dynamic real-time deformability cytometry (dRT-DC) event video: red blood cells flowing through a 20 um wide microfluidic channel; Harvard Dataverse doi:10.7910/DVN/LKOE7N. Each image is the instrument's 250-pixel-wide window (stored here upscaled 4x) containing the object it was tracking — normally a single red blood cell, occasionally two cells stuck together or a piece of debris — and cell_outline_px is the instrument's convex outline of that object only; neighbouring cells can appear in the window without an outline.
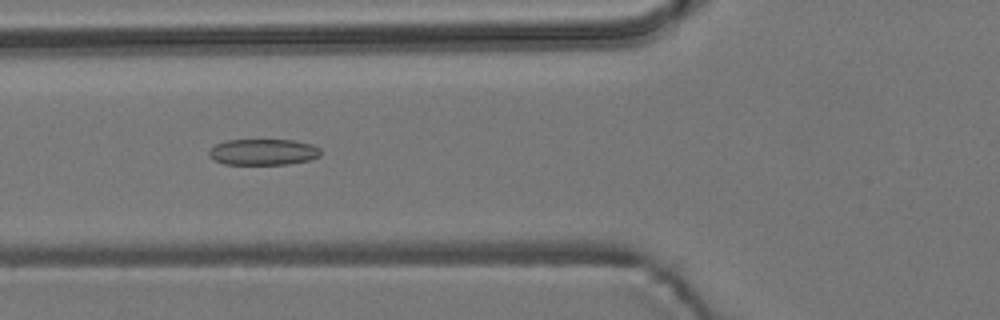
{"species": "common noctule bat (a hibernating species)", "species_latin": "Nyctalus noctula", "temperature_condition": "room temperature", "stored_images_in_passage": 10, "camera_frame_rate_fps": 3000, "um_per_image_px": 0.085, "animal": {"sex": "male", "body_mass_g": 19.2, "forearm_length_mm": 51.8}, "frame": {"image": 1, "passage_image": 6, "time_ms": 1.667, "image_size_px": [1000, 320], "cell_outline_px": [[320, 156], [308, 160], [288, 164], [224, 164], [208, 156], [208, 152], [216, 144], [228, 140], [292, 140], [312, 144], [320, 148]], "centroid_in_image_um": [22.38, 12.92], "position_along_channel_um": 103.4, "area_um2": 16.88}}
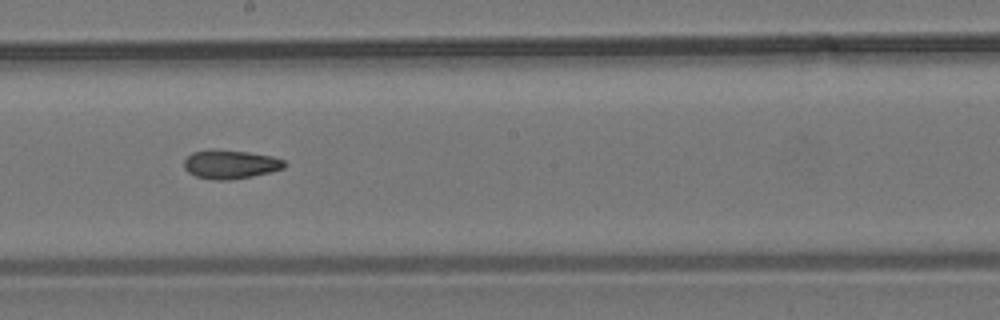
{"frame": {"image": 2, "passage_image": 9, "time_ms": 2.667, "image_size_px": [1000, 320], "cell_outline_px": [[288, 164], [284, 168], [252, 176], [228, 180], [216, 180], [196, 176], [188, 172], [184, 168], [184, 160], [192, 152], [248, 152], [272, 156], [284, 160]], "centroid_in_image_um": [19.62, 14.01], "position_along_channel_um": 228.6, "area_um2": 16.13}}
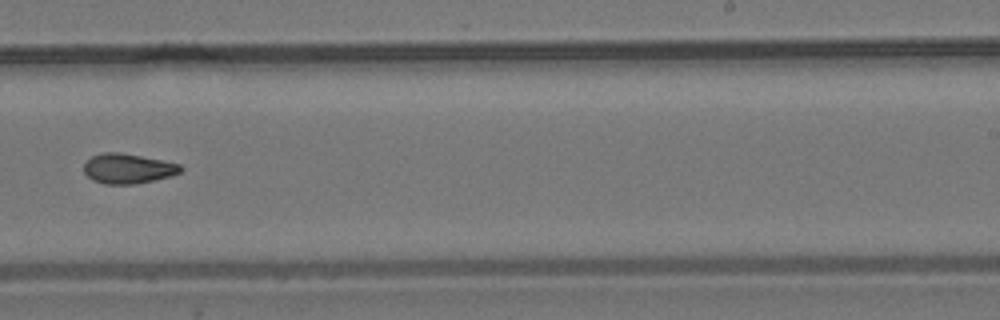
{"frame": {"image": 3, "passage_image": 10, "time_ms": 3.0, "image_size_px": [1000, 320], "cell_outline_px": [[184, 168], [180, 172], [172, 176], [136, 184], [104, 184], [92, 180], [84, 172], [84, 164], [92, 156], [100, 152], [120, 152], [180, 164]], "centroid_in_image_um": [10.87, 14.33], "position_along_channel_um": 278.1, "area_um2": 16.88}}